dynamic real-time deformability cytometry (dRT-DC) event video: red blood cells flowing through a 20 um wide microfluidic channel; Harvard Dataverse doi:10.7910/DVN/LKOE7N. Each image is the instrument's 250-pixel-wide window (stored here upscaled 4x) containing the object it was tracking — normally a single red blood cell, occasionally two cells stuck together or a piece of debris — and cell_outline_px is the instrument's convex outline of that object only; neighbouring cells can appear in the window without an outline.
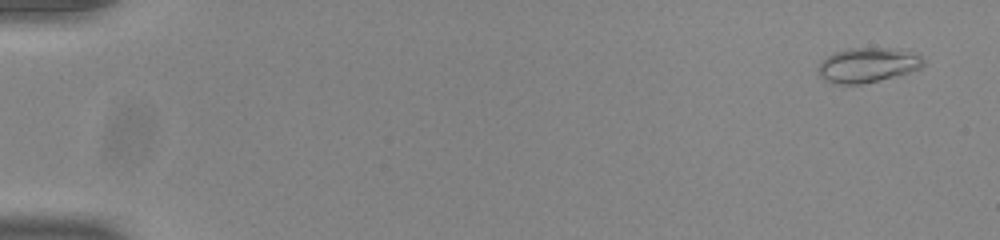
{"species": "common noctule bat (a hibernating species)", "species_latin": "Nyctalus noctula", "temperature_condition": "room temperature", "stored_images_in_passage": 54, "camera_frame_rate_fps": 3000, "um_per_image_px": 0.085, "animal": {"sex": "male", "body_mass_g": 20.0, "forearm_length_mm": 53.3}, "frame": {"image": 1, "passage_image": 3, "time_ms": 0.667, "image_size_px": [1000, 240], "cell_outline_px": [[924, 64], [920, 68], [908, 72], [880, 80], [860, 84], [832, 84], [824, 80], [820, 76], [816, 68], [828, 56], [836, 52], [848, 48], [908, 48], [924, 56]], "centroid_in_image_um": [73.8, 5.51], "position_along_channel_um": 11.2, "area_um2": 21.62}}
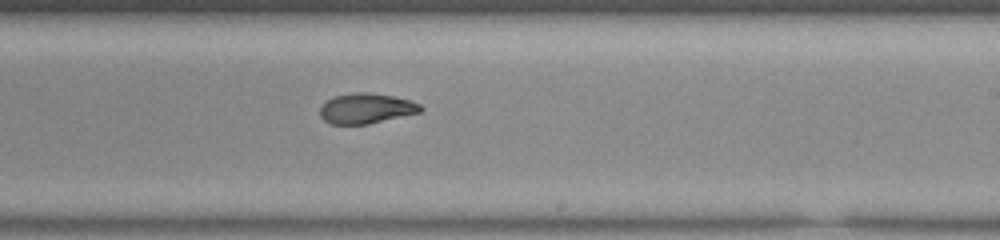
{"frame": {"image": 2, "passage_image": 34, "time_ms": 11.0, "image_size_px": [1000, 240], "cell_outline_px": [[424, 108], [420, 112], [368, 124], [332, 124], [324, 120], [320, 116], [320, 108], [332, 96], [352, 92], [368, 92], [392, 96], [408, 100], [420, 104]], "centroid_in_image_um": [31.11, 9.21], "position_along_channel_um": 257.9, "area_um2": 17.63}}
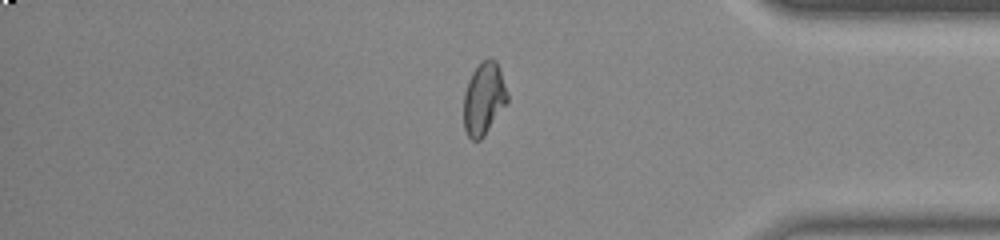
{"frame": {"image": 3, "passage_image": 46, "time_ms": 15.0, "image_size_px": [1000, 240], "cell_outline_px": [[508, 100], [484, 136], [480, 140], [472, 140], [468, 136], [464, 128], [464, 92], [468, 80], [472, 72], [480, 60], [488, 56], [496, 60], [500, 68], [508, 92]], "centroid_in_image_um": [41.12, 8.32], "position_along_channel_um": 394.1, "area_um2": 18.67}, "authors_computed_cell_mechanics": {"area_um2": 18.6116, "velocity_mm_per_s": 3.9053, "shape_relaxation_time_tau1_ms": null, "shape_relaxation_time_tau2_ms": 1.7297, "deformation_change_tau1": null, "deformation_change_tau2": 0.063}}